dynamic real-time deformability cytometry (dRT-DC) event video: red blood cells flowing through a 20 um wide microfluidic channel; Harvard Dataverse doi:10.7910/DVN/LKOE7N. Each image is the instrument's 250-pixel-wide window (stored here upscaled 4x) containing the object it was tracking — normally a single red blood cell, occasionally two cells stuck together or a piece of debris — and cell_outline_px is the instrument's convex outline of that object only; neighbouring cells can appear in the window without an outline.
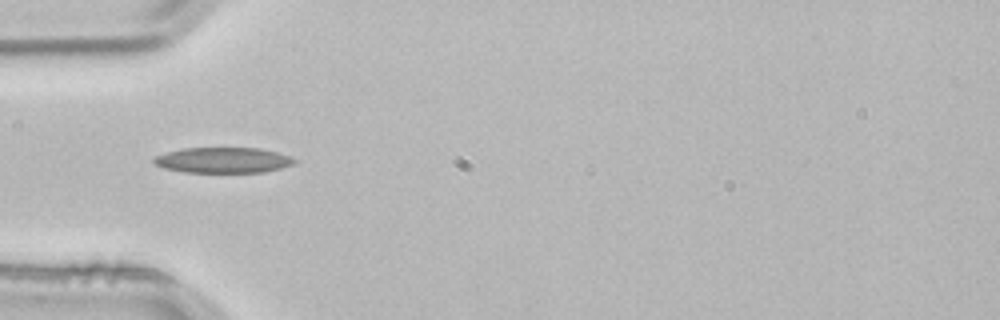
{"species": "common noctule bat (a hibernating species)", "species_latin": "Nyctalus noctula", "temperature_condition": "room temperature", "stored_images_in_passage": 1, "camera_frame_rate_fps": 3000, "um_per_image_px": 0.085, "animal": {"sex": "male", "body_mass_g": 21.5, "forearm_length_mm": 52.0}, "frame": {"image": 1, "passage_image": 1, "time_ms": 0.0, "image_size_px": [1000, 320], "cell_outline_px": [[300, 160], [296, 164], [264, 172], [184, 172], [164, 168], [152, 164], [152, 160], [156, 156], [168, 152], [184, 148], [260, 148], [292, 156]], "centroid_in_image_um": [19.01, 13.61], "position_along_channel_um": 66.0, "area_um2": 21.1}}